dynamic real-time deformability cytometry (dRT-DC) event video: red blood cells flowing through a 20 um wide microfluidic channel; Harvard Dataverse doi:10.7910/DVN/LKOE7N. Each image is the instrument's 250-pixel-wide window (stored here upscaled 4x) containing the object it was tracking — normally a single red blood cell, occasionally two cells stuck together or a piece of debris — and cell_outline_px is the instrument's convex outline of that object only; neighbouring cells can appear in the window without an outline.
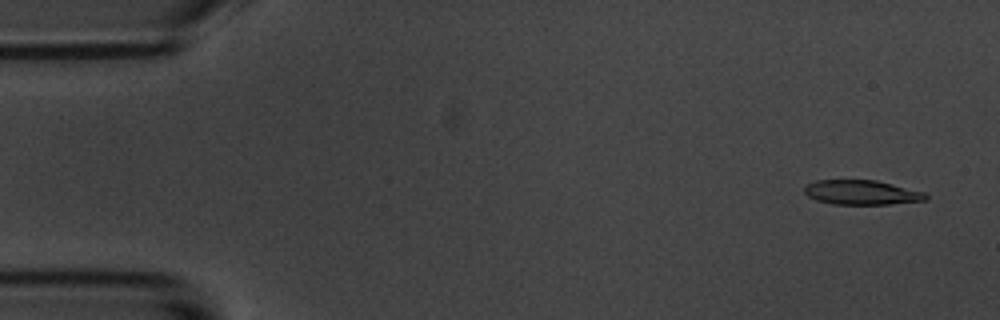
{"species": "common noctule bat (a hibernating species)", "species_latin": "Nyctalus noctula", "temperature_condition": "room temperature", "stored_images_in_passage": 13, "camera_frame_rate_fps": 3000, "um_per_image_px": 0.085, "animal": {"sex": "male", "body_mass_g": 20.1, "forearm_length_mm": 53.5}, "frame": {"image": 1, "passage_image": 3, "time_ms": 0.667, "image_size_px": [1000, 320], "cell_outline_px": [[928, 200], [888, 204], [832, 204], [816, 200], [808, 196], [804, 192], [804, 188], [808, 184], [816, 180], [876, 180], [924, 192], [928, 196]], "centroid_in_image_um": [73.23, 16.36], "position_along_channel_um": 11.8, "area_um2": 17.28}}